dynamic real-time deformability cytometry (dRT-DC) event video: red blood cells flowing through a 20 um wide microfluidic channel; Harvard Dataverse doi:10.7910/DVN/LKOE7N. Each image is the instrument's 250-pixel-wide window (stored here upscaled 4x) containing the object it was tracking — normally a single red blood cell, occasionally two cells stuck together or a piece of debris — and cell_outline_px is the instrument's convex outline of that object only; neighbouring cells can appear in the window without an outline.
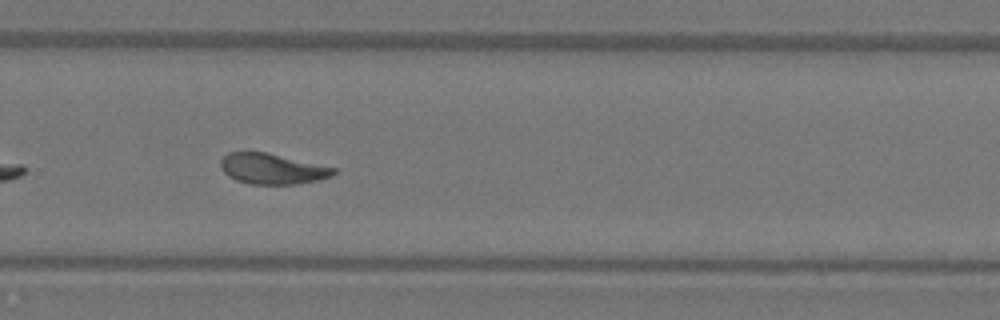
{"species": "Egyptian fruit bat (a non-hibernating species)", "species_latin": "Rousettus aegyptiacus", "temperature_condition": "warm", "stored_images_in_passage": 28, "camera_frame_rate_fps": 3000, "um_per_image_px": 0.085, "animal": {"sex": "female"}, "frame": {"image": 1, "passage_image": 19, "time_ms": 6.0, "image_size_px": [1000, 320], "cell_outline_px": [[336, 172], [332, 176], [316, 180], [296, 184], [248, 184], [236, 180], [228, 176], [220, 168], [220, 160], [228, 152], [264, 152], [336, 168]], "centroid_in_image_um": [23.09, 14.35], "position_along_channel_um": 306.7, "area_um2": 19.94}}
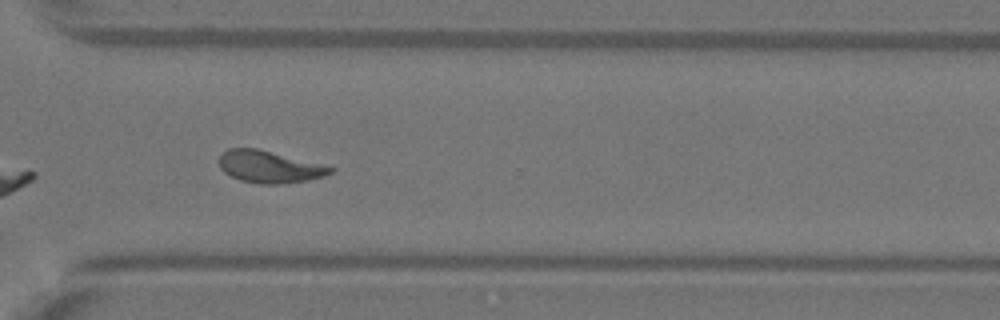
{"frame": {"image": 2, "passage_image": 22, "time_ms": 7.0, "image_size_px": [1000, 320], "cell_outline_px": [[336, 168], [332, 172], [324, 176], [308, 180], [280, 184], [260, 184], [240, 180], [224, 172], [220, 168], [220, 156], [228, 148], [256, 148]], "centroid_in_image_um": [22.88, 14.19], "position_along_channel_um": 347.7, "area_um2": 20.46}, "authors_computed_cell_mechanics": {"area_um2": 20.6924, "velocity_mm_per_s": 4.0893, "shape_relaxation_time_tau1_ms": 5.074, "shape_relaxation_time_tau2_ms": 1.6028, "deformation_change_tau1": 0.2006, "deformation_change_tau2": 0.0799}}